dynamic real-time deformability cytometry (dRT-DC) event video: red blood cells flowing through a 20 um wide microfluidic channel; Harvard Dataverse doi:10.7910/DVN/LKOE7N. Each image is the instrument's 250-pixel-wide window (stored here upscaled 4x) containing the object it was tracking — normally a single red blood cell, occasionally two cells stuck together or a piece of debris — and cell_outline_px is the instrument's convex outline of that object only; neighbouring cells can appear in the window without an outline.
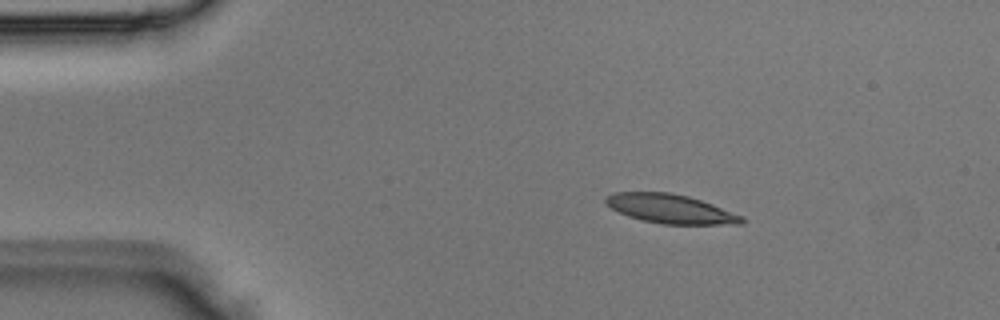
{"species": "Egyptian fruit bat (a non-hibernating species)", "species_latin": "Rousettus aegyptiacus", "temperature_condition": "room temperature", "stored_images_in_passage": 3, "camera_frame_rate_fps": 3000, "um_per_image_px": 0.085, "animal": {"sex": "male"}, "frame": {"image": 1, "passage_image": 2, "time_ms": 0.333, "image_size_px": [1000, 320], "cell_outline_px": [[744, 224], [664, 224], [644, 220], [628, 216], [612, 208], [604, 200], [604, 196], [616, 192], [668, 192], [688, 196], [712, 204], [744, 216]], "centroid_in_image_um": [57.01, 17.74], "position_along_channel_um": 28.0, "area_um2": 22.83}}